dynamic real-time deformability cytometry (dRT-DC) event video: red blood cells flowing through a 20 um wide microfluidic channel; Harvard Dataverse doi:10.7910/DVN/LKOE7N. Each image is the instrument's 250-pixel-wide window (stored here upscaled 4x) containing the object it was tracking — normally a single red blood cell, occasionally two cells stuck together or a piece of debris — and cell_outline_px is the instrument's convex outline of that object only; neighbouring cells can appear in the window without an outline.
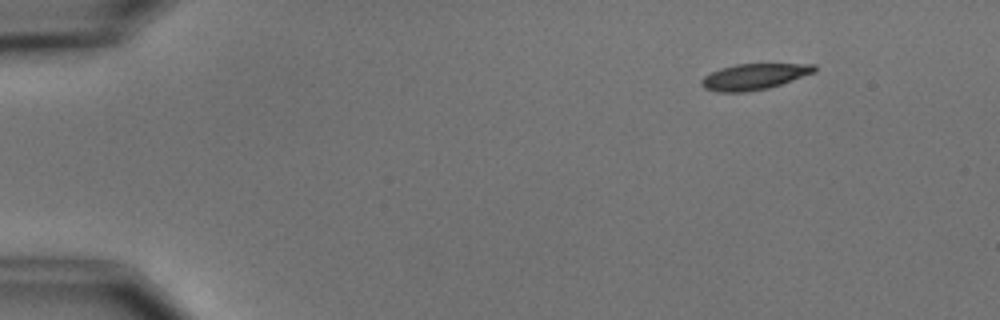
{"species": "common noctule bat (a hibernating species)", "species_latin": "Nyctalus noctula", "temperature_condition": "cold", "stored_images_in_passage": 3, "camera_frame_rate_fps": 3000, "um_per_image_px": 0.085, "animal": {"sex": "male", "body_mass_g": 15.6}, "frame": {"image": 1, "passage_image": 3, "time_ms": 2.333, "image_size_px": [1000, 320], "cell_outline_px": [[816, 72], [768, 88], [744, 92], [716, 92], [704, 88], [700, 84], [700, 80], [704, 76], [720, 68], [736, 64], [816, 64]], "centroid_in_image_um": [64.07, 6.51], "position_along_channel_um": 20.9, "area_um2": 17.05}}